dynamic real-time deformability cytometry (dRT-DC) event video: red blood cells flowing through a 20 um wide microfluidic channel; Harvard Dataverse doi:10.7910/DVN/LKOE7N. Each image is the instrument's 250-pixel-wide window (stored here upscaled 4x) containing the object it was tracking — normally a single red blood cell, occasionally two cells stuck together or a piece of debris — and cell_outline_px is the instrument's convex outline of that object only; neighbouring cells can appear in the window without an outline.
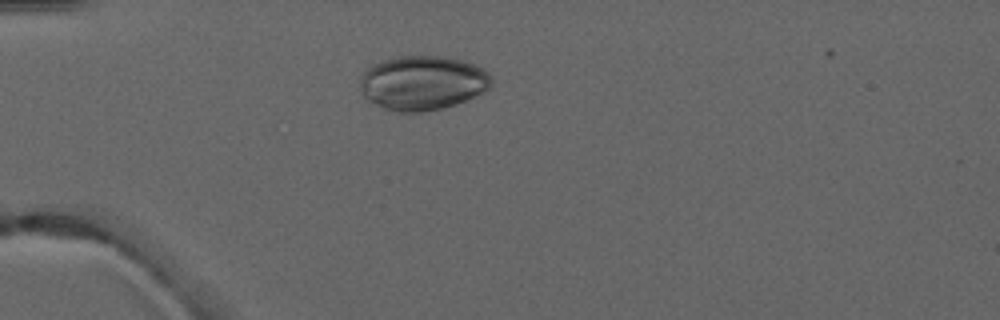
{"species": "common noctule bat (a hibernating species)", "species_latin": "Nyctalus noctula", "temperature_condition": "warm", "stored_images_in_passage": 5, "camera_frame_rate_fps": 3000, "um_per_image_px": 0.085, "animal": {"sex": "male", "forearm_length_mm": 52.5}, "frame": {"image": 1, "passage_image": 4, "time_ms": 3.333, "image_size_px": [1000, 320], "cell_outline_px": [[492, 84], [488, 88], [456, 104], [424, 112], [396, 112], [384, 108], [364, 100], [360, 92], [360, 76], [372, 64], [384, 60], [400, 56], [444, 56], [464, 60], [484, 68], [492, 76]], "centroid_in_image_um": [35.88, 7.04], "position_along_channel_um": 49.1, "area_um2": 41.91}}